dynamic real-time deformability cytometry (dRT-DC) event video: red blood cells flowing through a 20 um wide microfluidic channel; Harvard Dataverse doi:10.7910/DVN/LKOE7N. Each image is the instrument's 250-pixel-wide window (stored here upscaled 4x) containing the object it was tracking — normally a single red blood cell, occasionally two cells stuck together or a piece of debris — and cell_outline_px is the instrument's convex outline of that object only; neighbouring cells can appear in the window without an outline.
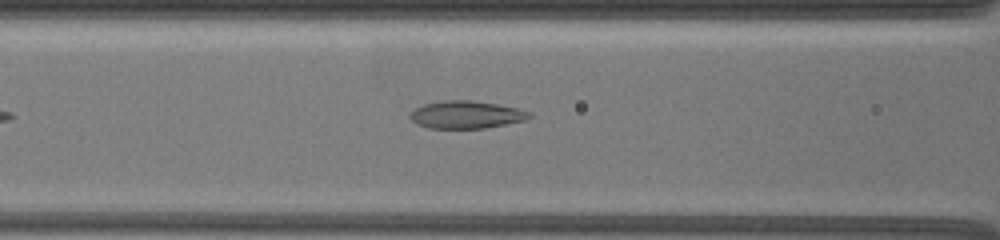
{"species": "common noctule bat (a hibernating species)", "species_latin": "Nyctalus noctula", "temperature_condition": "warm", "stored_images_in_passage": 55, "camera_frame_rate_fps": 3000, "um_per_image_px": 0.085, "animal": {"sex": "female", "body_mass_g": 19.5, "forearm_length_mm": 54.1}, "frame": {"image": 1, "passage_image": 17, "time_ms": 3.667, "image_size_px": [1000, 240], "cell_outline_px": [[532, 116], [524, 120], [484, 128], [428, 128], [416, 124], [408, 116], [408, 112], [424, 104], [444, 100], [472, 100], [496, 104], [516, 108], [528, 112]], "centroid_in_image_um": [39.55, 9.74], "position_along_channel_um": 127.1, "area_um2": 19.02}}
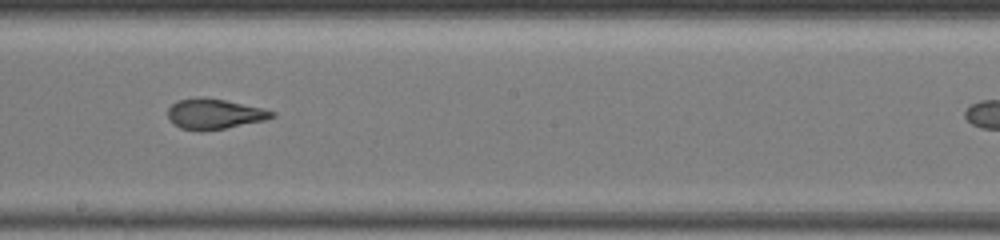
{"frame": {"image": 2, "passage_image": 30, "time_ms": 6.667, "image_size_px": [1000, 240], "cell_outline_px": [[276, 116], [264, 120], [224, 128], [200, 132], [180, 128], [172, 124], [168, 120], [168, 108], [176, 100], [200, 96], [224, 100], [264, 108], [276, 112]], "centroid_in_image_um": [18.17, 9.68], "position_along_channel_um": 230.0, "area_um2": 18.61}}
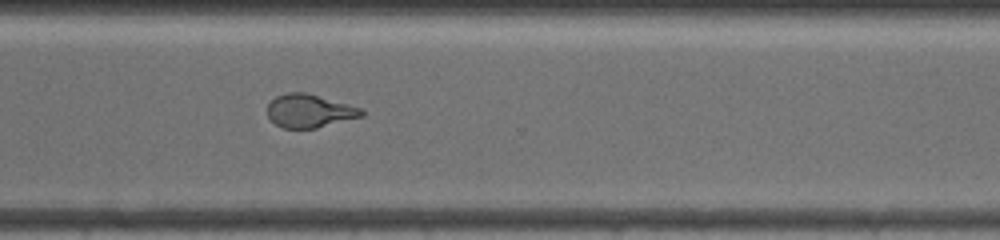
{"frame": {"image": 3, "passage_image": 44, "time_ms": 10.0, "image_size_px": [1000, 240], "cell_outline_px": [[364, 116], [316, 128], [284, 128], [276, 124], [268, 116], [268, 104], [276, 96], [288, 92], [304, 92], [364, 108]], "centroid_in_image_um": [26.34, 9.42], "position_along_channel_um": 344.3, "area_um2": 18.21}}